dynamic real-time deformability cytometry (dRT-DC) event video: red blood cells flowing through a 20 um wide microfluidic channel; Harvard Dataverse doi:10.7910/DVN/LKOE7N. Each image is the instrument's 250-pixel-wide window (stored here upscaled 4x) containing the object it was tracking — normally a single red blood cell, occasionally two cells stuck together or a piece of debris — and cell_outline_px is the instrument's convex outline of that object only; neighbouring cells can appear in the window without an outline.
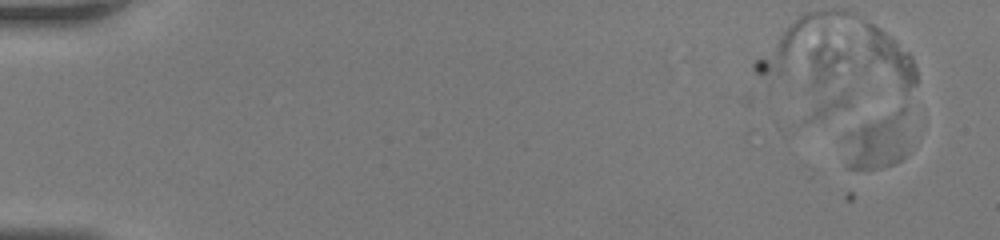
{"species": "human", "species_latin": "Homo sapiens", "temperature_condition": "room temperature", "stored_images_in_passage": 9, "camera_frame_rate_fps": 3000, "um_per_image_px": 0.085, "donor": {"sex": "female"}, "frame": {"image": 1, "passage_image": 1, "time_ms": 0.0, "image_size_px": [1000, 240], "cell_outline_px": [[904, 156], [900, 160], [892, 164], [880, 168], [848, 168], [844, 164], [844, 136], [848, 132], [864, 124], [900, 108], [904, 108]], "centroid_in_image_um": [74.47, 12.1], "position_along_channel_um": 10.5, "area_um2": 20.0}}